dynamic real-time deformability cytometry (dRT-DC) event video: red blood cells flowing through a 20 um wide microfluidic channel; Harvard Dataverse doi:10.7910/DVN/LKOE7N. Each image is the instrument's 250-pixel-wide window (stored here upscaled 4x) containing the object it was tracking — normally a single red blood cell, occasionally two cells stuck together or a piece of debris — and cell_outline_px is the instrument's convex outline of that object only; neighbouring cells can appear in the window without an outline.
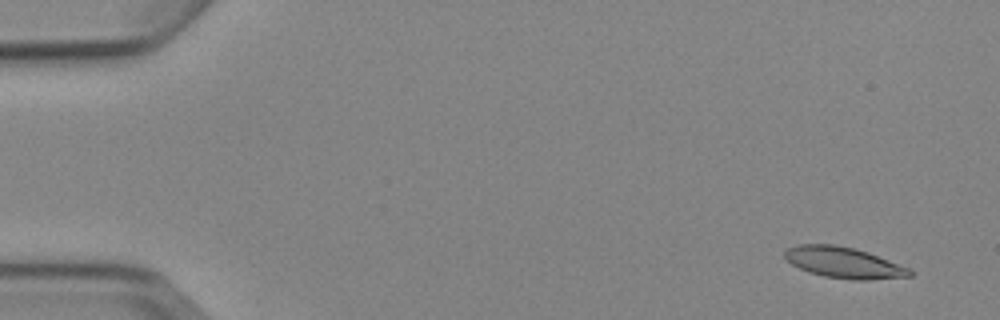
{"species": "Egyptian fruit bat (a non-hibernating species)", "species_latin": "Rousettus aegyptiacus", "temperature_condition": "cold", "stored_images_in_passage": 9, "camera_frame_rate_fps": 3000, "um_per_image_px": 0.085, "animal": {"sex": "female"}, "frame": {"image": 1, "passage_image": 2, "time_ms": 1.0, "image_size_px": [1000, 320], "cell_outline_px": [[912, 276], [868, 280], [852, 280], [824, 276], [808, 272], [792, 264], [784, 256], [784, 252], [788, 248], [796, 244], [836, 244], [856, 248], [868, 252], [908, 268], [912, 272]], "centroid_in_image_um": [71.69, 22.31], "position_along_channel_um": 13.3, "area_um2": 22.54}}
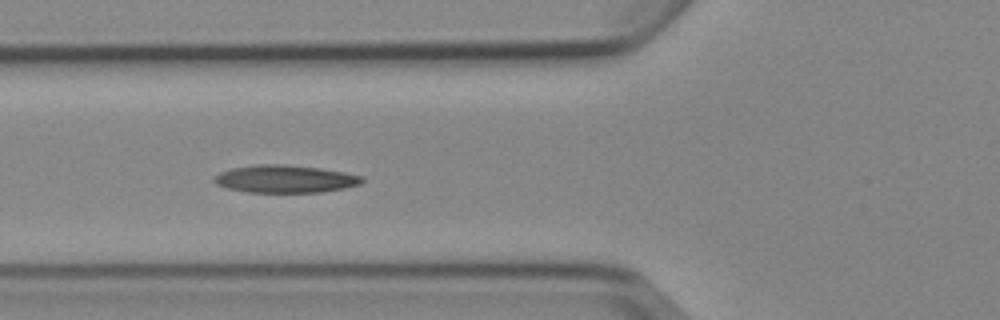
{"frame": {"image": 2, "passage_image": 6, "time_ms": 6.667, "image_size_px": [1000, 320], "cell_outline_px": [[364, 180], [360, 184], [344, 188], [320, 192], [248, 192], [228, 188], [216, 184], [212, 180], [212, 176], [220, 172], [232, 168], [256, 164], [280, 164], [320, 168], [344, 172], [364, 176]], "centroid_in_image_um": [24.21, 15.2], "position_along_channel_um": 101.6, "area_um2": 23.81}}
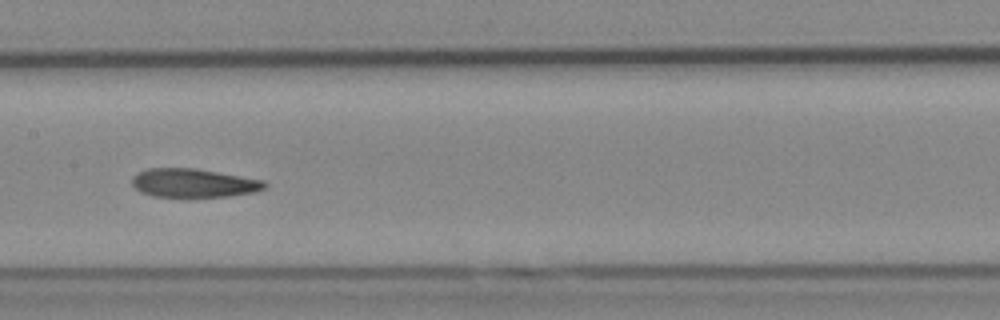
{"frame": {"image": 3, "passage_image": 8, "time_ms": 9.0, "image_size_px": [1000, 320], "cell_outline_px": [[268, 184], [264, 188], [256, 192], [228, 196], [188, 200], [152, 196], [140, 192], [132, 184], [132, 176], [148, 168], [196, 168], [264, 180]], "centroid_in_image_um": [16.45, 15.6], "position_along_channel_um": 191.0, "area_um2": 23.12}}